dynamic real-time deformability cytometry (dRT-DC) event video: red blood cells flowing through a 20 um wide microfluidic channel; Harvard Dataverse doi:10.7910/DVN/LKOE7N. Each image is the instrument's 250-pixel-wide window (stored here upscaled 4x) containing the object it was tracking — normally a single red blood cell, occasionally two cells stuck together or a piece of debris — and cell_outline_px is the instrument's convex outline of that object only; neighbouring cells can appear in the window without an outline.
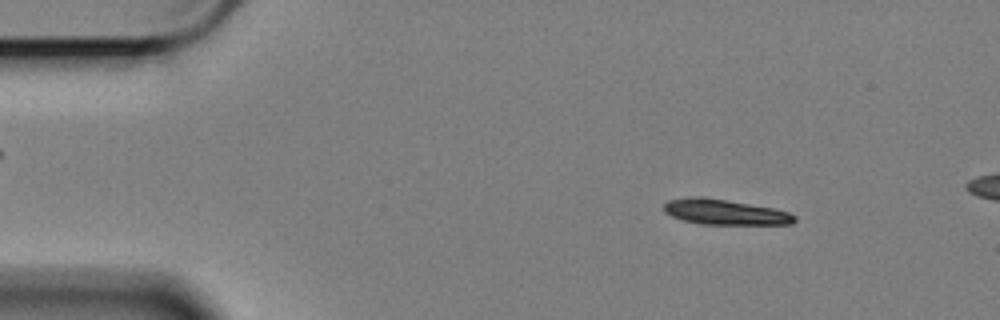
{"species": "Egyptian fruit bat (a non-hibernating species)", "species_latin": "Rousettus aegyptiacus", "temperature_condition": "cold", "stored_images_in_passage": 55, "camera_frame_rate_fps": 3000, "um_per_image_px": 0.085, "animal": {"sex": "female"}, "frame": {"image": 1, "passage_image": 4, "time_ms": 1.0, "image_size_px": [1000, 320], "cell_outline_px": [[796, 220], [792, 224], [700, 224], [684, 220], [672, 216], [664, 212], [664, 204], [668, 200], [696, 196], [700, 196], [772, 208], [788, 212], [796, 216]], "centroid_in_image_um": [61.6, 18.03], "position_along_channel_um": 23.4, "area_um2": 18.96}}
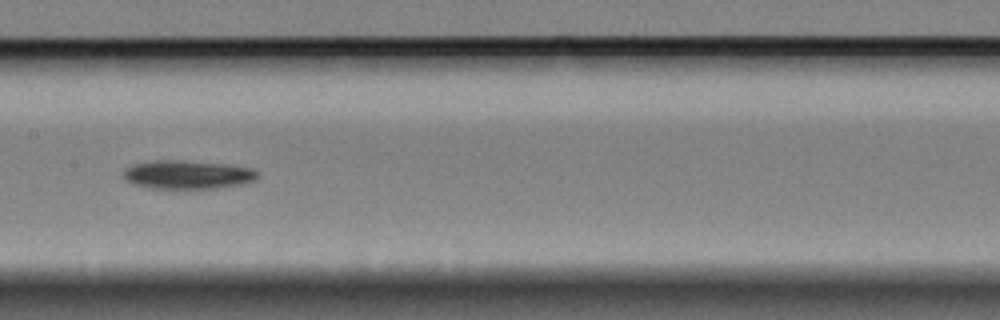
{"frame": {"image": 2, "passage_image": 25, "time_ms": 8.0, "image_size_px": [1000, 320], "cell_outline_px": [[260, 172], [256, 180], [240, 184], [216, 188], [152, 188], [132, 184], [124, 180], [124, 168], [132, 164], [152, 160], [184, 160], [224, 164], [252, 168]], "centroid_in_image_um": [15.92, 14.83], "position_along_channel_um": 191.5, "area_um2": 22.48}}
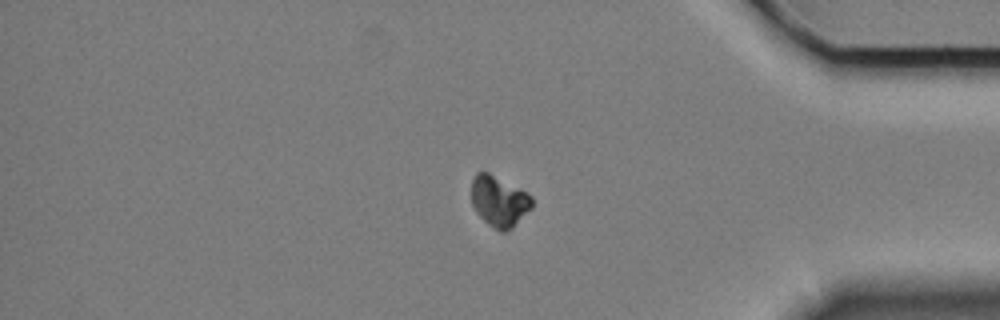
{"frame": {"image": 3, "passage_image": 45, "time_ms": 14.667, "image_size_px": [1000, 320], "cell_outline_px": [[532, 208], [512, 228], [504, 232], [500, 232], [488, 224], [476, 212], [472, 204], [472, 180], [476, 172], [488, 172], [532, 196]], "centroid_in_image_um": [42.42, 17.12], "position_along_channel_um": 392.8, "area_um2": 17.69}, "authors_computed_cell_mechanics": {"area_um2": 20.4612, "velocity_mm_per_s": 3.3785, "shape_relaxation_time_tau1_ms": 1.6598, "shape_relaxation_time_tau2_ms": null, "deformation_change_tau1": 0.1031, "deformation_change_tau2": null}}